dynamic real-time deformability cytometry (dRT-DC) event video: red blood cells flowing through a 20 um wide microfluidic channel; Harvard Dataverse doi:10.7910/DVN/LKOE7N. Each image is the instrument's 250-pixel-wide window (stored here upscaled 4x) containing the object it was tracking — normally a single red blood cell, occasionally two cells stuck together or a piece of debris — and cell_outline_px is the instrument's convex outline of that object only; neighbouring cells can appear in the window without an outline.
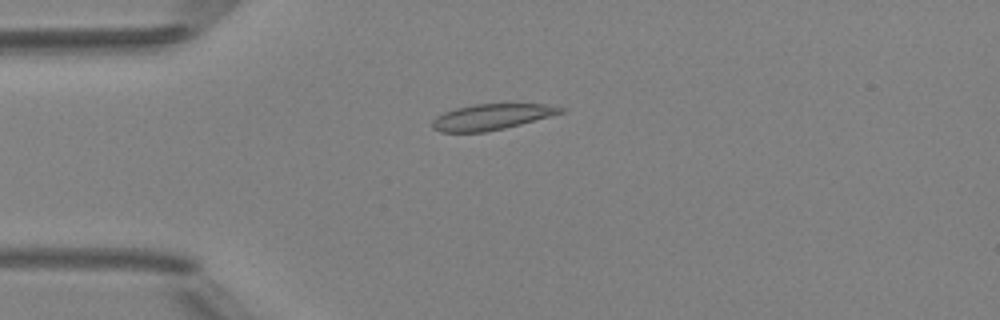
{"species": "Egyptian fruit bat (a non-hibernating species)", "species_latin": "Rousettus aegyptiacus", "temperature_condition": "room temperature", "stored_images_in_passage": 6, "camera_frame_rate_fps": 3000, "um_per_image_px": 0.085, "animal": {"sex": "female"}, "frame": {"image": 1, "passage_image": 4, "time_ms": 3.667, "image_size_px": [1000, 320], "cell_outline_px": [[568, 108], [564, 112], [520, 124], [504, 128], [484, 132], [440, 132], [432, 128], [432, 120], [436, 116], [444, 112], [456, 108], [476, 104], [544, 104]], "centroid_in_image_um": [41.77, 9.93], "position_along_channel_um": 43.2, "area_um2": 19.19}}
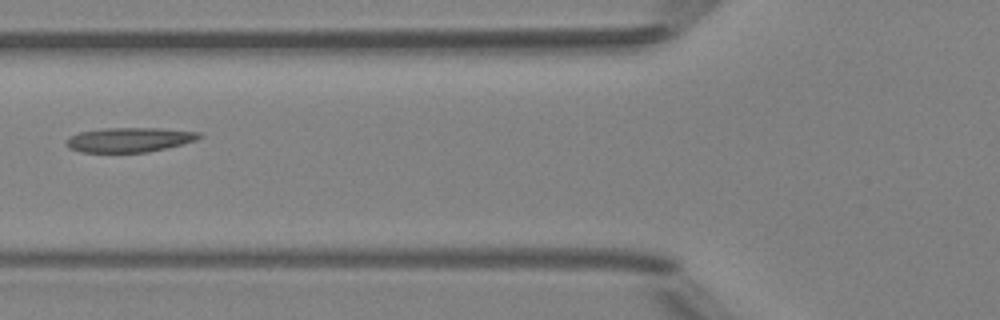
{"frame": {"image": 2, "passage_image": 6, "time_ms": 6.0, "image_size_px": [1000, 320], "cell_outline_px": [[204, 136], [196, 140], [148, 152], [80, 152], [68, 148], [64, 144], [68, 136], [80, 132], [104, 128], [160, 128], [200, 132]], "centroid_in_image_um": [10.95, 11.87], "position_along_channel_um": 114.8, "area_um2": 19.07}}